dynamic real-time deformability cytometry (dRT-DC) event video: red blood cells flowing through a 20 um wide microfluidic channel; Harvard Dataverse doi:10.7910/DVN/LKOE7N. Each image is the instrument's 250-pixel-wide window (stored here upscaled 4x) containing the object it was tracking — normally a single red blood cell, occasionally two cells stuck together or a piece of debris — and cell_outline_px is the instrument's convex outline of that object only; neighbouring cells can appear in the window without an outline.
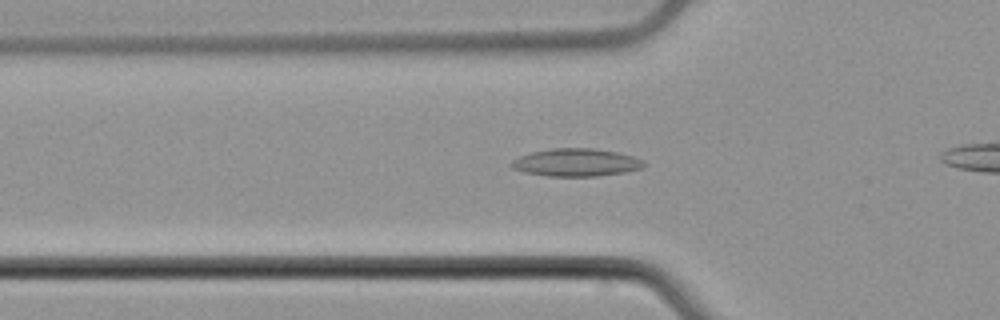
{"species": "common noctule bat (a hibernating species)", "species_latin": "Nyctalus noctula", "temperature_condition": "cold", "stored_images_in_passage": 40, "camera_frame_rate_fps": 3000, "um_per_image_px": 0.085, "animal": {"sex": "male", "body_mass_g": 21.5, "forearm_length_mm": 52.0}, "frame": {"image": 1, "passage_image": 14, "time_ms": 4.333, "image_size_px": [1000, 320], "cell_outline_px": [[648, 164], [644, 168], [624, 172], [596, 176], [548, 176], [524, 172], [512, 168], [508, 164], [512, 160], [520, 156], [532, 152], [552, 148], [596, 148], [616, 152], [632, 156], [644, 160]], "centroid_in_image_um": [48.99, 13.81], "position_along_channel_um": 76.8, "area_um2": 21.56}}
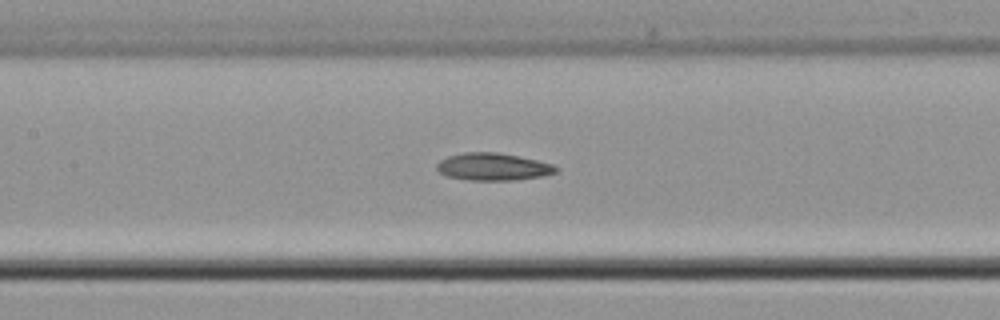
{"frame": {"image": 2, "passage_image": 21, "time_ms": 6.667, "image_size_px": [1000, 320], "cell_outline_px": [[560, 168], [556, 172], [544, 176], [516, 180], [468, 180], [444, 176], [436, 168], [436, 164], [440, 160], [448, 156], [464, 152], [496, 152], [520, 156], [552, 164]], "centroid_in_image_um": [41.9, 14.18], "position_along_channel_um": 165.5, "area_um2": 19.19}}
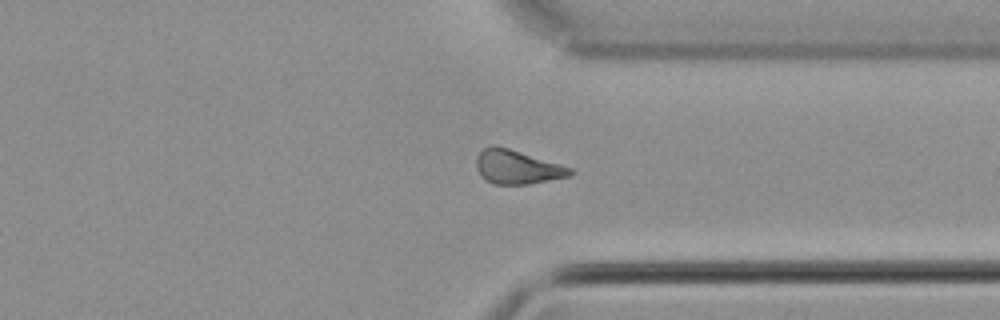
{"frame": {"image": 3, "passage_image": 37, "time_ms": 12.0, "image_size_px": [1000, 320], "cell_outline_px": [[572, 172], [568, 176], [528, 184], [492, 184], [484, 180], [480, 176], [476, 168], [476, 156], [484, 148], [492, 144], [508, 148], [560, 164], [572, 168]], "centroid_in_image_um": [43.88, 14.2], "position_along_channel_um": 367.5, "area_um2": 18.44}}